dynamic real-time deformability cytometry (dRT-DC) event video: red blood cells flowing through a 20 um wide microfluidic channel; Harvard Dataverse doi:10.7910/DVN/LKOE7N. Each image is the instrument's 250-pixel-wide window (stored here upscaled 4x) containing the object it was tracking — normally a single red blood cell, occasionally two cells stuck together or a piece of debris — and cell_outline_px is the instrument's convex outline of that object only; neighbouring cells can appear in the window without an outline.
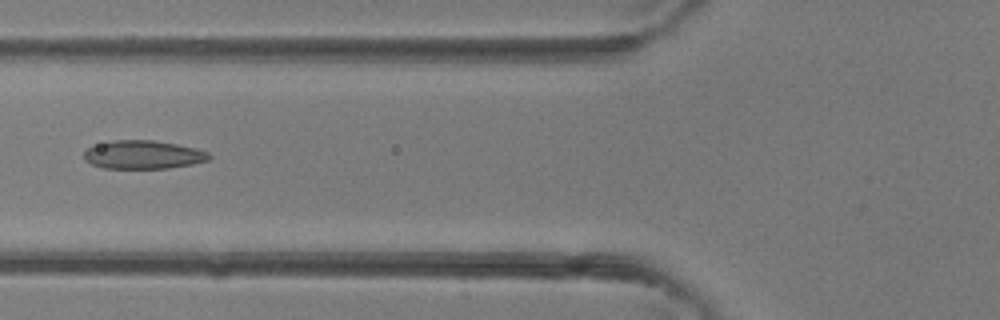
{"species": "common noctule bat (a hibernating species)", "species_latin": "Nyctalus noctula", "temperature_condition": "room temperature", "stored_images_in_passage": 5, "camera_frame_rate_fps": 3000, "um_per_image_px": 0.085, "animal": {"sex": "female"}, "frame": {"image": 1, "passage_image": 5, "time_ms": 1.333, "image_size_px": [1000, 320], "cell_outline_px": [[212, 156], [208, 160], [192, 164], [168, 168], [104, 168], [92, 164], [84, 160], [84, 152], [88, 148], [112, 140], [152, 140], [176, 144], [196, 148], [208, 152]], "centroid_in_image_um": [12.18, 13.15], "position_along_channel_um": 113.6, "area_um2": 20.58}}